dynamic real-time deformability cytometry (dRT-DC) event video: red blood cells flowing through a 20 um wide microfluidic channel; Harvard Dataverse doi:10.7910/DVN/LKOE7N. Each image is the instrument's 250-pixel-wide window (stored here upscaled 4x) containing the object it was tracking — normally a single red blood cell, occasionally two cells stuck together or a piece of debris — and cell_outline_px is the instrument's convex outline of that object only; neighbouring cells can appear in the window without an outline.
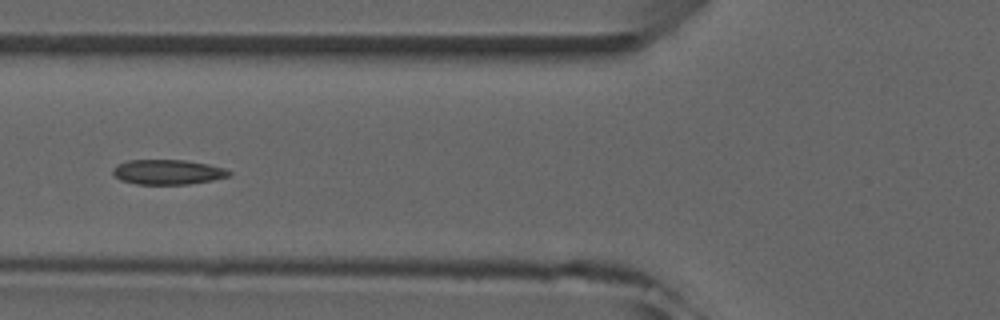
{"species": "common noctule bat (a hibernating species)", "species_latin": "Nyctalus noctula", "temperature_condition": "room temperature", "stored_images_in_passage": 4, "camera_frame_rate_fps": 3000, "um_per_image_px": 0.085, "animal": {"sex": "male", "forearm_length_mm": 52.5}, "frame": {"image": 1, "passage_image": 2, "time_ms": 1.333, "image_size_px": [1000, 320], "cell_outline_px": [[232, 172], [228, 176], [212, 180], [188, 184], [136, 184], [120, 180], [112, 172], [112, 168], [116, 164], [128, 160], [184, 160], [208, 164], [224, 168]], "centroid_in_image_um": [14.22, 14.62], "position_along_channel_um": 111.6, "area_um2": 16.82}}
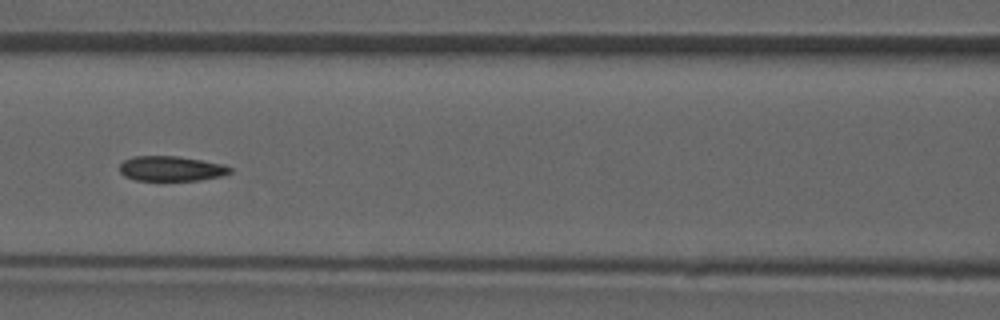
{"frame": {"image": 2, "passage_image": 3, "time_ms": 2.333, "image_size_px": [1000, 320], "cell_outline_px": [[232, 172], [220, 176], [200, 180], [136, 180], [124, 176], [120, 172], [120, 164], [124, 160], [132, 156], [176, 156], [224, 164], [232, 168]], "centroid_in_image_um": [14.54, 14.33], "position_along_channel_um": 152.1, "area_um2": 16.01}}